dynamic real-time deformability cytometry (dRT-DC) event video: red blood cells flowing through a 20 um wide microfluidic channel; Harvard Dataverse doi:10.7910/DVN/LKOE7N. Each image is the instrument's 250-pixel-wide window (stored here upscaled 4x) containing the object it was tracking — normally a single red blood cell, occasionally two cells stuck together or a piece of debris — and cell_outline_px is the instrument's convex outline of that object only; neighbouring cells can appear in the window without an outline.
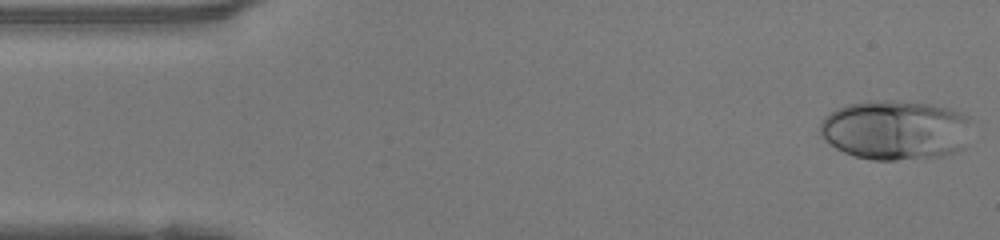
{"species": "human", "species_latin": "Homo sapiens", "temperature_condition": "warm", "stored_images_in_passage": 47, "camera_frame_rate_fps": 3000, "um_per_image_px": 0.085, "donor": {"sex": "female"}, "frame": {"image": 1, "passage_image": 1, "time_ms": 0.0, "image_size_px": [1000, 240], "cell_outline_px": [[976, 120], [968, 144], [964, 148], [956, 152], [944, 156], [896, 160], [872, 160], [856, 156], [844, 152], [836, 148], [824, 140], [820, 132], [820, 124], [824, 116], [828, 112], [836, 108], [848, 104], [872, 100], [892, 100], [932, 104], [964, 112]], "centroid_in_image_um": [76.22, 11.04], "position_along_channel_um": 8.8, "area_um2": 54.16}}
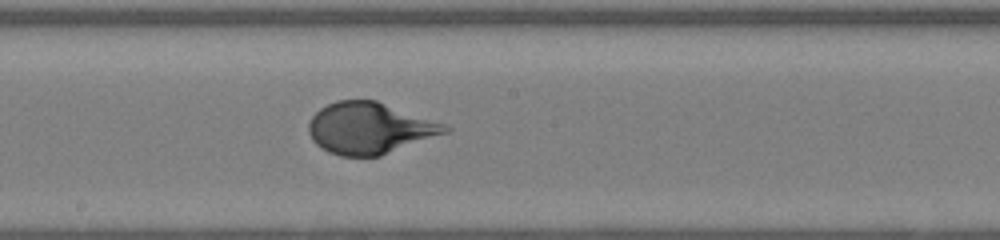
{"frame": {"image": 2, "passage_image": 24, "time_ms": 7.667, "image_size_px": [1000, 240], "cell_outline_px": [[452, 128], [448, 132], [380, 156], [340, 156], [328, 152], [316, 144], [312, 140], [308, 132], [308, 124], [312, 116], [320, 108], [336, 100], [376, 100], [448, 124]], "centroid_in_image_um": [31.43, 10.89], "position_along_channel_um": 216.8, "area_um2": 41.04}}
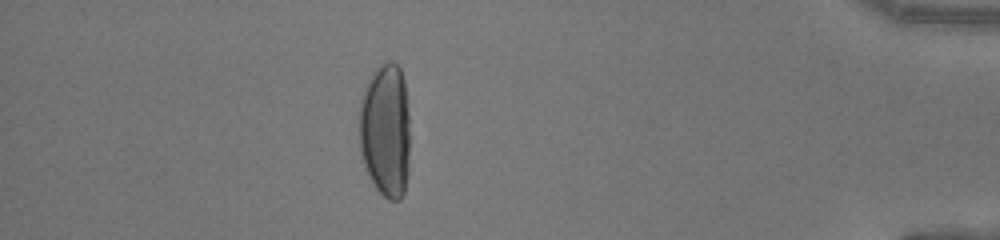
{"frame": {"image": 3, "passage_image": 41, "time_ms": 13.333, "image_size_px": [1000, 240], "cell_outline_px": [[408, 172], [404, 192], [400, 200], [388, 200], [376, 188], [364, 164], [360, 152], [360, 100], [368, 80], [372, 72], [380, 64], [388, 60], [392, 60], [400, 68], [404, 80], [408, 116]], "centroid_in_image_um": [32.76, 11.06], "position_along_channel_um": 402.4, "area_um2": 39.59}}